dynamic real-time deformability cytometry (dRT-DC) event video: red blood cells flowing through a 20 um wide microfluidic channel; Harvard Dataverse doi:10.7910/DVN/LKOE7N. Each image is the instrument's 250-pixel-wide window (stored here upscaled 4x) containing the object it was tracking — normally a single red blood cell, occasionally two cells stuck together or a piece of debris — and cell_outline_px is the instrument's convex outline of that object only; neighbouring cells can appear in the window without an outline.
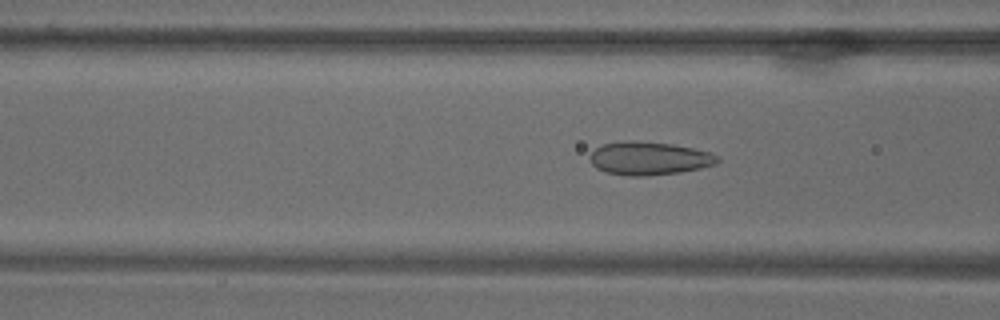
{"species": "common noctule bat (a hibernating species)", "species_latin": "Nyctalus noctula", "temperature_condition": "warm", "stored_images_in_passage": 70, "camera_frame_rate_fps": 3000, "um_per_image_px": 0.085, "animal": {"sex": "male", "body_mass_g": 18.8}, "frame": {"image": 1, "passage_image": 28, "time_ms": 9.0, "image_size_px": [1000, 320], "cell_outline_px": [[720, 160], [716, 164], [700, 168], [680, 172], [644, 176], [628, 176], [608, 172], [596, 168], [592, 164], [588, 156], [596, 148], [604, 144], [624, 140], [636, 140], [672, 144], [692, 148], [708, 152], [720, 156]], "centroid_in_image_um": [55.17, 13.45], "position_along_channel_um": 111.4, "area_um2": 24.74}}
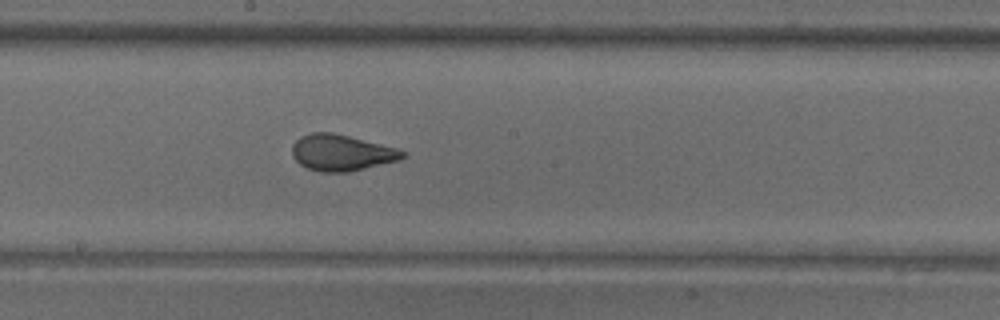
{"frame": {"image": 2, "passage_image": 39, "time_ms": 12.667, "image_size_px": [1000, 320], "cell_outline_px": [[408, 156], [400, 160], [348, 172], [320, 172], [308, 168], [300, 164], [292, 156], [292, 144], [300, 136], [312, 132], [332, 132], [396, 148], [408, 152]], "centroid_in_image_um": [29.03, 12.98], "position_along_channel_um": 219.2, "area_um2": 23.35}}
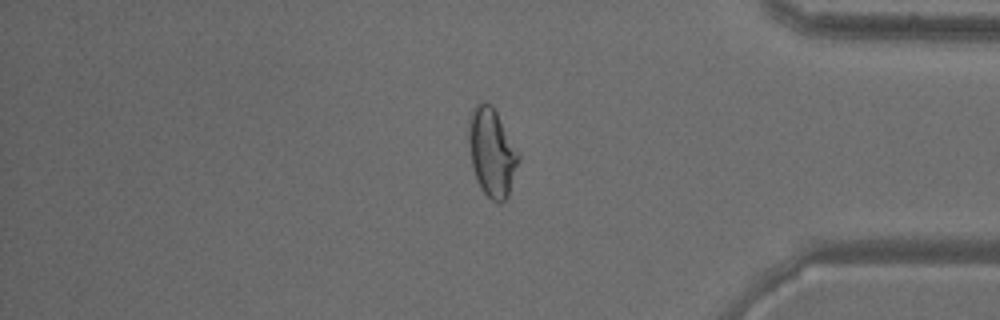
{"frame": {"image": 3, "passage_image": 59, "time_ms": 19.333, "image_size_px": [1000, 320], "cell_outline_px": [[520, 160], [508, 196], [500, 204], [492, 200], [480, 188], [472, 164], [468, 140], [468, 120], [472, 108], [476, 104], [492, 104], [520, 156]], "centroid_in_image_um": [41.8, 12.96], "position_along_channel_um": 393.4, "area_um2": 25.37}}